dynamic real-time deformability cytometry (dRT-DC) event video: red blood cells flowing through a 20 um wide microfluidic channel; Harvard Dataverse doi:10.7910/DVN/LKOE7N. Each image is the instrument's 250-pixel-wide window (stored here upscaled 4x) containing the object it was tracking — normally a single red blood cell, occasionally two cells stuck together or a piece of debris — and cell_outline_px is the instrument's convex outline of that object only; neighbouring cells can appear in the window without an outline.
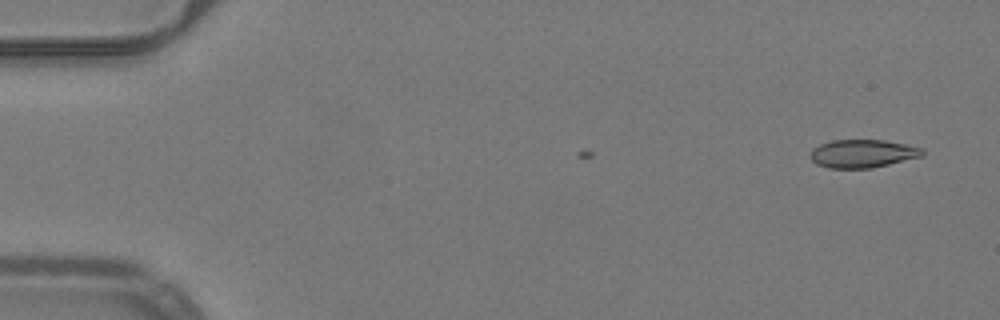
{"species": "common noctule bat (a hibernating species)", "species_latin": "Nyctalus noctula", "temperature_condition": "warm", "stored_images_in_passage": 5, "camera_frame_rate_fps": 3000, "um_per_image_px": 0.085, "animal": {"sex": "male", "body_mass_g": 19.2, "forearm_length_mm": 51.8}, "frame": {"image": 1, "passage_image": 5, "time_ms": 1.333, "image_size_px": [1000, 320], "cell_outline_px": [[924, 156], [872, 168], [828, 168], [816, 164], [808, 156], [812, 148], [820, 144], [832, 140], [884, 140], [924, 148]], "centroid_in_image_um": [73.31, 13.06], "position_along_channel_um": 11.7, "area_um2": 18.55}}